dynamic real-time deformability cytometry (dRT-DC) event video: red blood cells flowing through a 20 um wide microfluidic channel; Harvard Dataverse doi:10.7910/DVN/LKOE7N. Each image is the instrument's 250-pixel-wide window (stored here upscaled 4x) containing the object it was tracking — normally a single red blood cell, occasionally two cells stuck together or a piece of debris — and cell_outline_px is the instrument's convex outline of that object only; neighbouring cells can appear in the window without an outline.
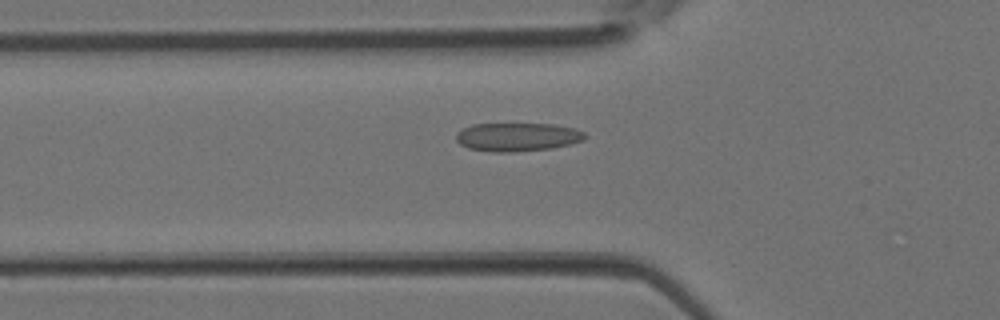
{"species": "Egyptian fruit bat (a non-hibernating species)", "species_latin": "Rousettus aegyptiacus", "temperature_condition": "room temperature", "stored_images_in_passage": 3, "camera_frame_rate_fps": 3000, "um_per_image_px": 0.085, "animal": {"sex": "female"}, "frame": {"image": 1, "passage_image": 3, "time_ms": 0.667, "image_size_px": [1000, 320], "cell_outline_px": [[588, 136], [584, 140], [572, 144], [552, 148], [512, 152], [492, 152], [468, 148], [460, 144], [456, 140], [456, 132], [472, 124], [556, 124], [576, 128], [584, 132]], "centroid_in_image_um": [44.02, 11.64], "position_along_channel_um": 81.8, "area_um2": 21.62}}